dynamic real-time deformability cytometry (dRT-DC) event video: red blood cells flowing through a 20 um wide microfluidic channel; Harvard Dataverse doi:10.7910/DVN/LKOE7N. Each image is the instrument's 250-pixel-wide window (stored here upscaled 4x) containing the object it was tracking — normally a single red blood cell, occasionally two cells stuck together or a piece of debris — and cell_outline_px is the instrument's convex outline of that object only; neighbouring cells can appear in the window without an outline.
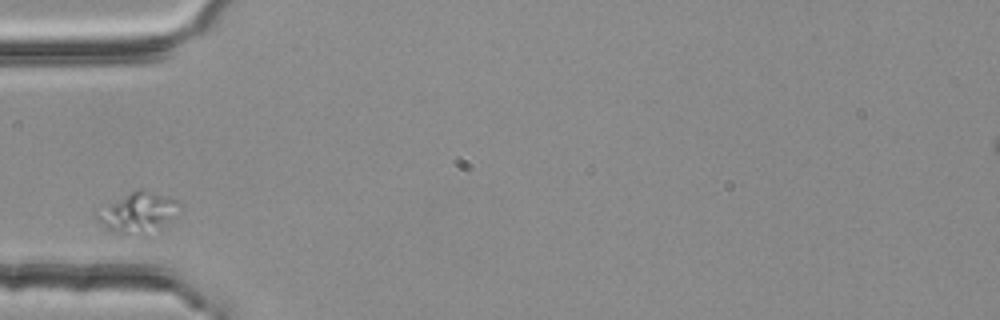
{"species": "common noctule bat (a hibernating species)", "species_latin": "Nyctalus noctula", "temperature_condition": "room temperature", "stored_images_in_passage": 2, "camera_frame_rate_fps": 3000, "um_per_image_px": 0.085, "animal": {"sex": "female", "body_mass_g": 25.1}, "frame": {"image": 1, "passage_image": 1, "time_ms": 0.0, "image_size_px": [1000, 320], "cell_outline_px": [[180, 204], [160, 220], [124, 232], [112, 232], [96, 220], [96, 212], [136, 188], [140, 188], [168, 196], [176, 200]], "centroid_in_image_um": [11.52, 17.88], "position_along_channel_um": 73.5, "area_um2": 16.3}}